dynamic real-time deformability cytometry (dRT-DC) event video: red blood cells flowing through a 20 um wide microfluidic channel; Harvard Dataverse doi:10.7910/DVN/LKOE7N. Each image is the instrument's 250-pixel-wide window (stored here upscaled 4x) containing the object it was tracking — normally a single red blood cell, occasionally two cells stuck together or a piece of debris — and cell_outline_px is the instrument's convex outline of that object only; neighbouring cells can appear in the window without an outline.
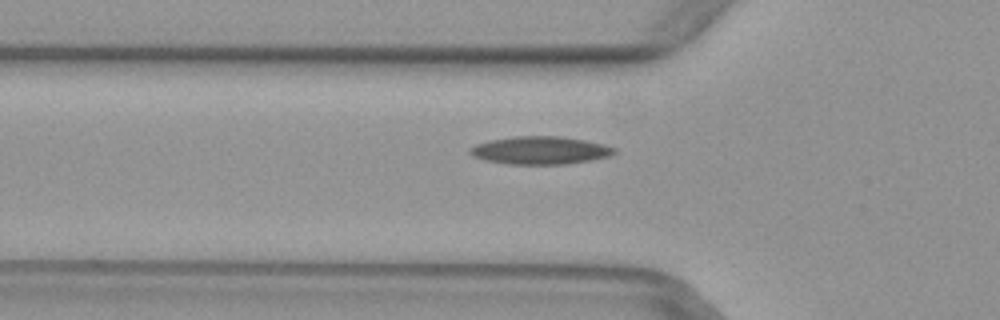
{"species": "common noctule bat (a hibernating species)", "species_latin": "Nyctalus noctula", "temperature_condition": "warm", "stored_images_in_passage": 32, "camera_frame_rate_fps": 3000, "um_per_image_px": 0.085, "animal": {"sex": "female", "body_mass_g": 29.2, "forearm_length_mm": 56.3}, "frame": {"image": 1, "passage_image": 10, "time_ms": 3.0, "image_size_px": [1000, 320], "cell_outline_px": [[616, 152], [608, 156], [592, 160], [564, 164], [508, 164], [484, 160], [472, 156], [468, 152], [476, 144], [492, 140], [516, 136], [560, 136], [584, 140], [604, 144], [616, 148]], "centroid_in_image_um": [45.93, 12.78], "position_along_channel_um": 79.9, "area_um2": 23.29}}
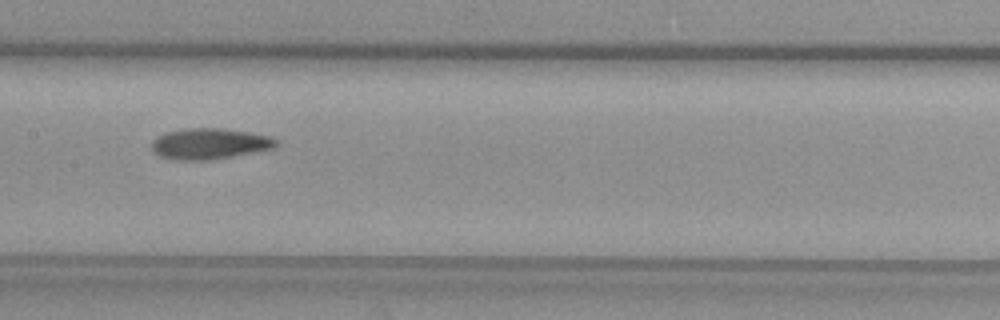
{"frame": {"image": 2, "passage_image": 18, "time_ms": 5.667, "image_size_px": [1000, 320], "cell_outline_px": [[280, 144], [272, 148], [232, 156], [204, 160], [176, 160], [160, 156], [152, 152], [152, 140], [168, 132], [188, 128], [224, 128], [272, 136]], "centroid_in_image_um": [17.82, 12.21], "position_along_channel_um": 189.6, "area_um2": 22.2}}
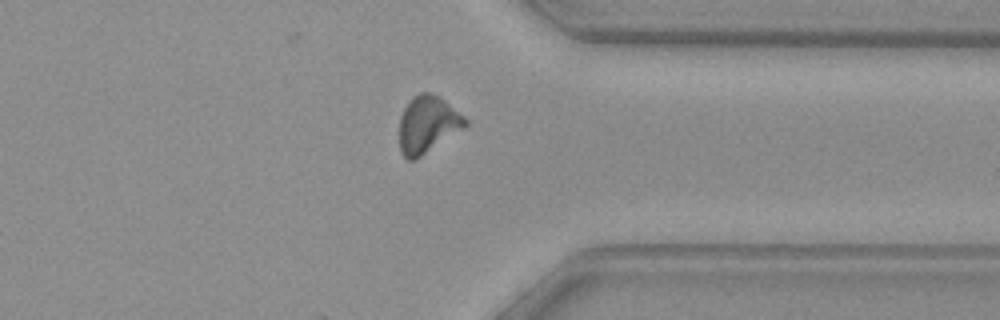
{"frame": {"image": 3, "passage_image": 32, "time_ms": 10.333, "image_size_px": [1000, 320], "cell_outline_px": [[468, 124], [464, 128], [420, 156], [412, 160], [408, 160], [400, 152], [400, 116], [408, 100], [412, 96], [420, 92], [432, 92], [440, 96], [464, 116], [468, 120]], "centroid_in_image_um": [36.34, 10.53], "position_along_channel_um": 375.1, "area_um2": 21.85}}